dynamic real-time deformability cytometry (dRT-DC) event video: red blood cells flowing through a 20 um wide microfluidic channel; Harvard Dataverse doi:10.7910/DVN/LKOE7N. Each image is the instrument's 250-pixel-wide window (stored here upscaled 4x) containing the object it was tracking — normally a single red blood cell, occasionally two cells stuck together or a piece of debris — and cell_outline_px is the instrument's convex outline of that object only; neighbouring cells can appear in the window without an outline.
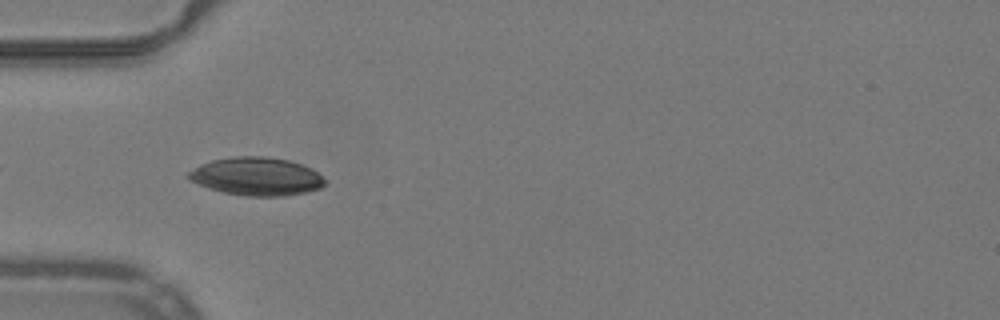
{"species": "common noctule bat (a hibernating species)", "species_latin": "Nyctalus noctula", "temperature_condition": "warm", "stored_images_in_passage": 6, "camera_frame_rate_fps": 3000, "um_per_image_px": 0.085, "animal": {"sex": "male", "body_mass_g": 19.2, "forearm_length_mm": 51.8}, "frame": {"image": 1, "passage_image": 2, "time_ms": 0.333, "image_size_px": [1000, 320], "cell_outline_px": [[324, 184], [320, 188], [304, 192], [284, 196], [248, 196], [224, 192], [208, 188], [188, 180], [184, 176], [188, 172], [200, 164], [212, 160], [232, 156], [268, 156], [288, 160], [312, 168], [324, 180]], "centroid_in_image_um": [21.74, 14.98], "position_along_channel_um": 63.3, "area_um2": 30.29}}